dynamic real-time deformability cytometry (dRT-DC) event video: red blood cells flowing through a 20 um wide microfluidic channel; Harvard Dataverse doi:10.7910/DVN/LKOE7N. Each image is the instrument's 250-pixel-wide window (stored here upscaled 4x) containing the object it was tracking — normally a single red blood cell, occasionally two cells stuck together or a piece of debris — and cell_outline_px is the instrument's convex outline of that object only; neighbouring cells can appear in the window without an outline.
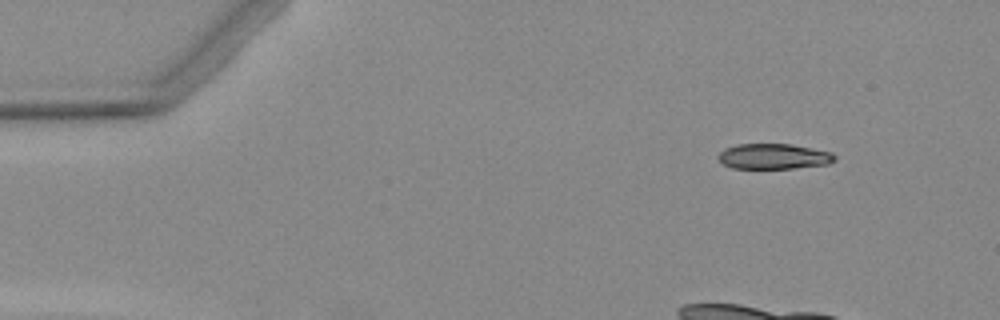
{"species": "Egyptian fruit bat (a non-hibernating species)", "species_latin": "Rousettus aegyptiacus", "temperature_condition": "warm", "stored_images_in_passage": 5, "camera_frame_rate_fps": 3000, "um_per_image_px": 0.085, "animal": {"sex": "female"}, "frame": {"image": 1, "passage_image": 1, "time_ms": 0.0, "image_size_px": [1000, 320], "cell_outline_px": [[836, 160], [828, 164], [792, 168], [732, 168], [724, 164], [716, 156], [724, 148], [736, 144], [792, 144], [832, 152], [836, 156]], "centroid_in_image_um": [65.76, 13.28], "position_along_channel_um": 19.2, "area_um2": 17.28}}